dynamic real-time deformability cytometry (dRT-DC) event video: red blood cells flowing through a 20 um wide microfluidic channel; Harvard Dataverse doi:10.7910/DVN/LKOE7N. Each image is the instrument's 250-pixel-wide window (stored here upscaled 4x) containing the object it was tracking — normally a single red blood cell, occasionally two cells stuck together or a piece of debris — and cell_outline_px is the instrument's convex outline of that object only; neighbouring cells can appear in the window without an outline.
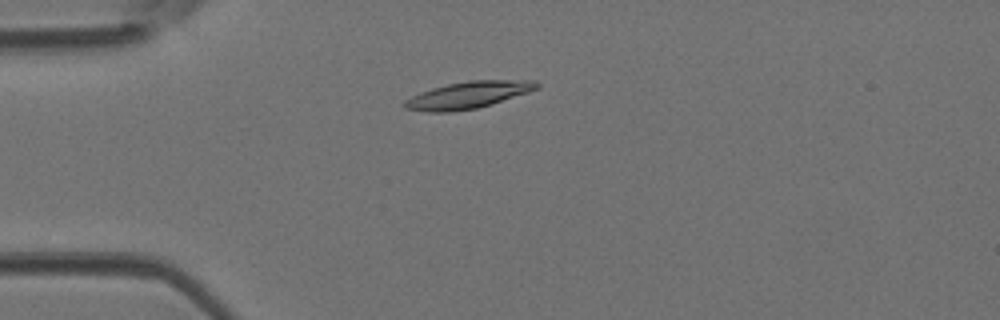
{"species": "Egyptian fruit bat (a non-hibernating species)", "species_latin": "Rousettus aegyptiacus", "temperature_condition": "room temperature", "stored_images_in_passage": 21, "camera_frame_rate_fps": 3000, "um_per_image_px": 0.085, "animal": {"sex": "female"}, "frame": {"image": 1, "passage_image": 11, "time_ms": 3.333, "image_size_px": [1000, 320], "cell_outline_px": [[540, 88], [492, 104], [476, 108], [448, 112], [428, 112], [404, 108], [404, 100], [420, 92], [432, 88], [448, 84], [472, 80], [536, 80], [540, 84]], "centroid_in_image_um": [39.81, 8.07], "position_along_channel_um": 45.2, "area_um2": 20.63}}
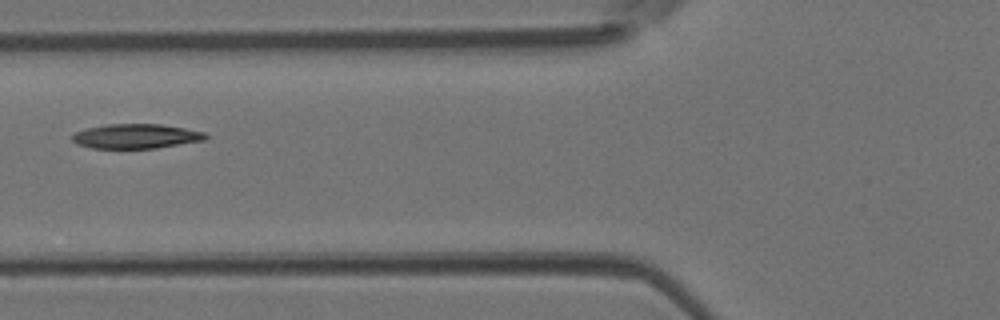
{"frame": {"image": 2, "passage_image": 17, "time_ms": 5.333, "image_size_px": [1000, 320], "cell_outline_px": [[208, 136], [204, 140], [156, 148], [92, 148], [76, 144], [72, 140], [72, 136], [76, 132], [88, 128], [108, 124], [160, 124], [184, 128], [204, 132]], "centroid_in_image_um": [11.55, 11.58], "position_along_channel_um": 114.2, "area_um2": 18.9}}
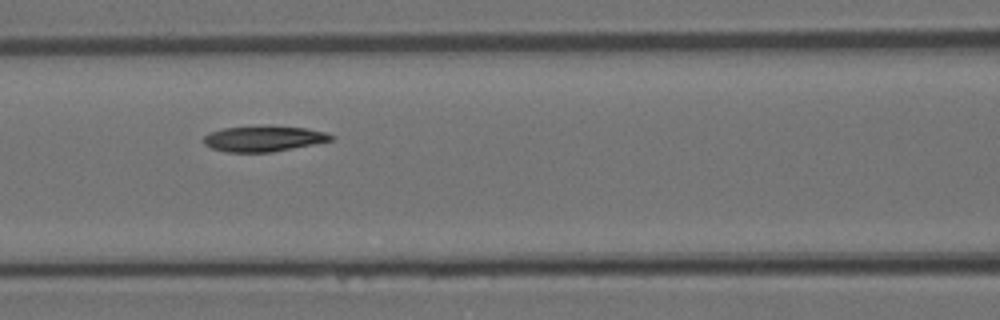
{"frame": {"image": 3, "passage_image": 19, "time_ms": 6.0, "image_size_px": [1000, 320], "cell_outline_px": [[336, 136], [332, 140], [272, 152], [224, 152], [212, 148], [204, 144], [204, 136], [212, 132], [224, 128], [304, 128], [324, 132]], "centroid_in_image_um": [22.39, 11.83], "position_along_channel_um": 144.2, "area_um2": 18.03}}